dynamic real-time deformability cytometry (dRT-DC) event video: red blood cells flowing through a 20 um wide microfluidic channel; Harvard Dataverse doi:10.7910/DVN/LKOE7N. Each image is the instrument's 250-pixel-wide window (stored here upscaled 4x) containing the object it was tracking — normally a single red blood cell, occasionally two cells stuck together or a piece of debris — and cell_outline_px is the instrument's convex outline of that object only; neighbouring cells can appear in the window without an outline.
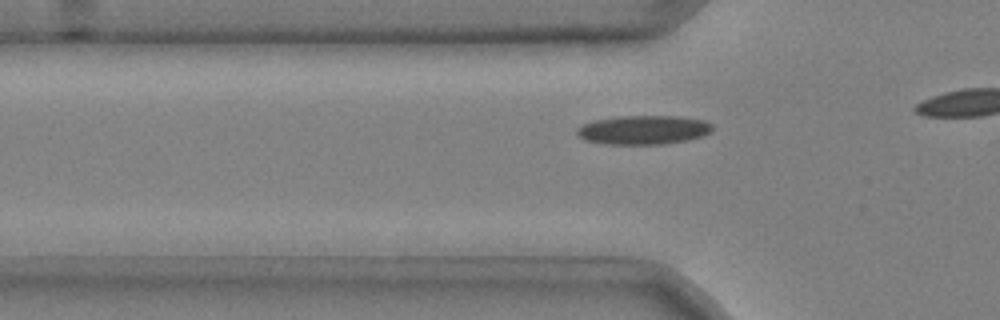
{"species": "common noctule bat (a hibernating species)", "species_latin": "Nyctalus noctula", "temperature_condition": "cold", "stored_images_in_passage": 19, "camera_frame_rate_fps": 3000, "um_per_image_px": 0.085, "animal": {"sex": "male", "body_mass_g": 20.4}, "frame": {"image": 1, "passage_image": 13, "time_ms": 4.0, "image_size_px": [1000, 320], "cell_outline_px": [[712, 132], [688, 140], [664, 144], [604, 144], [584, 140], [576, 132], [576, 128], [580, 124], [592, 120], [620, 116], [680, 116], [704, 120], [712, 124]], "centroid_in_image_um": [54.66, 11.03], "position_along_channel_um": 71.1, "area_um2": 23.12}}
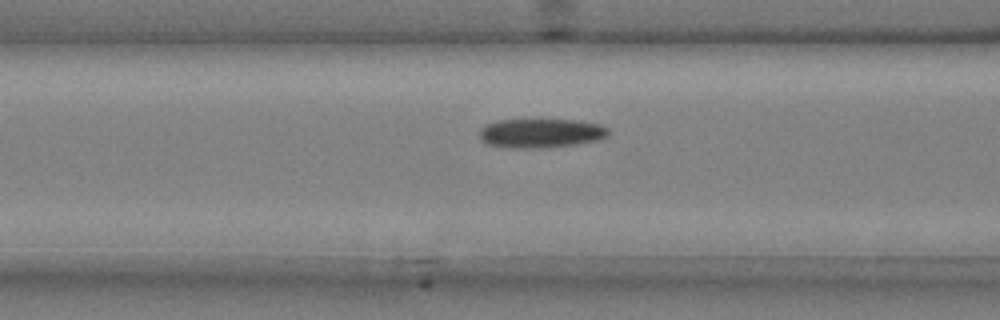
{"frame": {"image": 2, "passage_image": 17, "time_ms": 5.333, "image_size_px": [1000, 320], "cell_outline_px": [[608, 136], [596, 140], [548, 148], [508, 148], [488, 144], [480, 140], [480, 128], [484, 124], [500, 120], [576, 120], [600, 124], [608, 128]], "centroid_in_image_um": [45.93, 11.32], "position_along_channel_um": 120.7, "area_um2": 21.91}}